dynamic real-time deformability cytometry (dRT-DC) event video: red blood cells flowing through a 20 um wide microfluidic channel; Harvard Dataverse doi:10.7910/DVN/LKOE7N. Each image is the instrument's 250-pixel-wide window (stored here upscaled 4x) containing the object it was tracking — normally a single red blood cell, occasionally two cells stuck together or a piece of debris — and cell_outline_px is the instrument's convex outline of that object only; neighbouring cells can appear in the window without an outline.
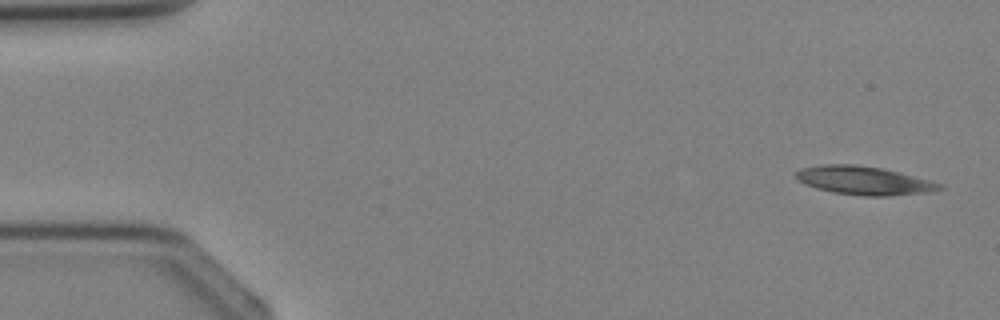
{"species": "Egyptian fruit bat (a non-hibernating species)", "species_latin": "Rousettus aegyptiacus", "temperature_condition": "cold", "stored_images_in_passage": 4, "camera_frame_rate_fps": 3000, "um_per_image_px": 0.085, "animal": {"sex": "female"}, "frame": {"image": 1, "passage_image": 1, "time_ms": 0.0, "image_size_px": [1000, 320], "cell_outline_px": [[944, 188], [936, 192], [888, 196], [864, 196], [832, 192], [816, 188], [804, 184], [796, 180], [796, 172], [800, 168], [824, 164], [856, 164], [880, 168], [944, 184]], "centroid_in_image_um": [73.44, 15.36], "position_along_channel_um": 11.6, "area_um2": 23.93}}
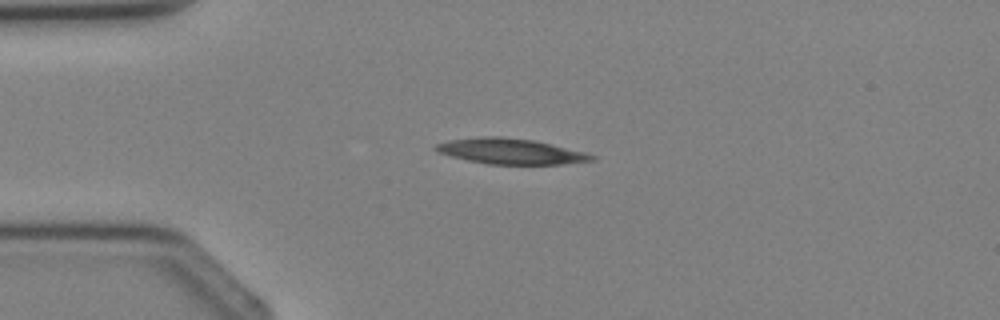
{"frame": {"image": 2, "passage_image": 3, "time_ms": 2.333, "image_size_px": [1000, 320], "cell_outline_px": [[596, 160], [560, 164], [488, 164], [468, 160], [436, 152], [432, 148], [436, 144], [448, 140], [484, 136], [500, 136], [532, 140], [588, 152], [596, 156]], "centroid_in_image_um": [43.41, 12.86], "position_along_channel_um": 41.6, "area_um2": 23.24}}
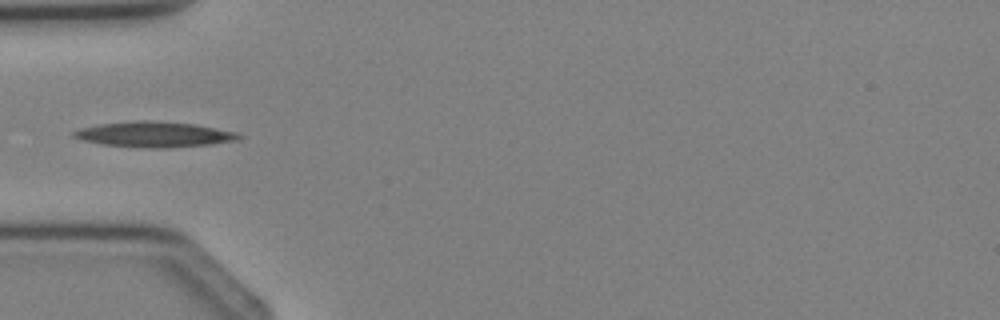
{"frame": {"image": 3, "passage_image": 4, "time_ms": 3.333, "image_size_px": [1000, 320], "cell_outline_px": [[244, 136], [240, 140], [212, 144], [168, 148], [144, 148], [100, 144], [84, 140], [72, 136], [72, 132], [80, 128], [100, 124], [136, 120], [148, 120], [196, 124], [236, 132]], "centroid_in_image_um": [13.15, 11.43], "position_along_channel_um": 71.9, "area_um2": 24.68}}